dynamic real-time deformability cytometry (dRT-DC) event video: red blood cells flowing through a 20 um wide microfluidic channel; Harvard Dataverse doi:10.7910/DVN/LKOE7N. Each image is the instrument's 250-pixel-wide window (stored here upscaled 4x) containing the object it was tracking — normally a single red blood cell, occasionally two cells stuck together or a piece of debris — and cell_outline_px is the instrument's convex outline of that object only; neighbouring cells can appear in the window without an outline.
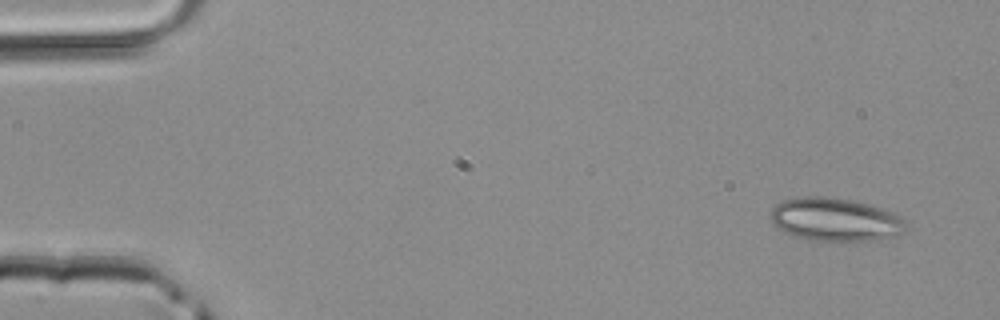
{"species": "common noctule bat (a hibernating species)", "species_latin": "Nyctalus noctula", "temperature_condition": "room temperature", "stored_images_in_passage": 3, "camera_frame_rate_fps": 3000, "um_per_image_px": 0.085, "animal": {"sex": "male", "body_mass_g": 20.4}, "frame": {"image": 1, "passage_image": 1, "time_ms": 0.0, "image_size_px": [1000, 320], "cell_outline_px": [[908, 224], [904, 232], [892, 236], [876, 240], [856, 244], [808, 240], [792, 236], [776, 228], [772, 224], [772, 208], [776, 204], [784, 200], [804, 196], [824, 196], [852, 200], [868, 204], [896, 212]], "centroid_in_image_um": [71.03, 18.71], "position_along_channel_um": 14.0, "area_um2": 35.2}}